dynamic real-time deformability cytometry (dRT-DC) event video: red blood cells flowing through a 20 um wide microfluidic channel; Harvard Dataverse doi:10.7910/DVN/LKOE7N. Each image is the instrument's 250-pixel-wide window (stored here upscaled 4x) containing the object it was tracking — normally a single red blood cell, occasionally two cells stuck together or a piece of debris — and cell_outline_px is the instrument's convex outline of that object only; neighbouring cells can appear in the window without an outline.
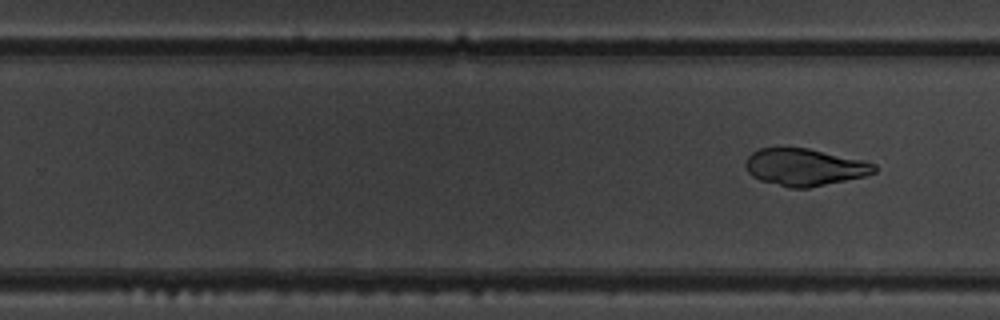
{"species": "common noctule bat (a hibernating species)", "species_latin": "Nyctalus noctula", "temperature_condition": "warm", "stored_images_in_passage": 10, "segment_of_instrument_passage": [2, 2], "camera_frame_rate_fps": 3000, "um_per_image_px": 0.085, "animal": {"sex": "male", "body_mass_g": 19.5, "forearm_length_mm": 54.6}, "frame": {"image": 1, "passage_image": 10, "time_ms": 11.333, "image_size_px": [1000, 320], "cell_outline_px": [[876, 172], [864, 176], [808, 188], [788, 188], [760, 180], [752, 176], [748, 172], [744, 164], [748, 156], [752, 152], [760, 148], [808, 148], [864, 160], [876, 164]], "centroid_in_image_um": [68.38, 14.21], "position_along_channel_um": 261.4, "area_um2": 27.86}}